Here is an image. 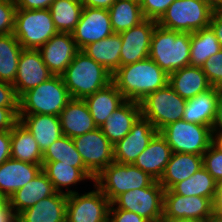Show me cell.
Returning a JSON list of instances; mask_svg holds the SVG:
<instances>
[{
	"label": "cell",
	"mask_w": 222,
	"mask_h": 222,
	"mask_svg": "<svg viewBox=\"0 0 222 222\" xmlns=\"http://www.w3.org/2000/svg\"><path fill=\"white\" fill-rule=\"evenodd\" d=\"M217 182L202 166L189 178L176 183L170 190L182 196H200L213 201Z\"/></svg>",
	"instance_id": "e575fe53"
},
{
	"label": "cell",
	"mask_w": 222,
	"mask_h": 222,
	"mask_svg": "<svg viewBox=\"0 0 222 222\" xmlns=\"http://www.w3.org/2000/svg\"><path fill=\"white\" fill-rule=\"evenodd\" d=\"M68 195L56 192L17 215V222H66Z\"/></svg>",
	"instance_id": "44dd1931"
},
{
	"label": "cell",
	"mask_w": 222,
	"mask_h": 222,
	"mask_svg": "<svg viewBox=\"0 0 222 222\" xmlns=\"http://www.w3.org/2000/svg\"><path fill=\"white\" fill-rule=\"evenodd\" d=\"M212 130H222V96H219Z\"/></svg>",
	"instance_id": "816d5d0a"
},
{
	"label": "cell",
	"mask_w": 222,
	"mask_h": 222,
	"mask_svg": "<svg viewBox=\"0 0 222 222\" xmlns=\"http://www.w3.org/2000/svg\"><path fill=\"white\" fill-rule=\"evenodd\" d=\"M164 191L160 183L154 180L148 187L118 195L111 202L110 208L134 212L149 222H162Z\"/></svg>",
	"instance_id": "9c48e42d"
},
{
	"label": "cell",
	"mask_w": 222,
	"mask_h": 222,
	"mask_svg": "<svg viewBox=\"0 0 222 222\" xmlns=\"http://www.w3.org/2000/svg\"><path fill=\"white\" fill-rule=\"evenodd\" d=\"M18 117L33 135L42 152L63 135L59 116L18 114Z\"/></svg>",
	"instance_id": "d4e9b609"
},
{
	"label": "cell",
	"mask_w": 222,
	"mask_h": 222,
	"mask_svg": "<svg viewBox=\"0 0 222 222\" xmlns=\"http://www.w3.org/2000/svg\"><path fill=\"white\" fill-rule=\"evenodd\" d=\"M71 99L62 77L52 76L19 98L18 114L59 116Z\"/></svg>",
	"instance_id": "277c9868"
},
{
	"label": "cell",
	"mask_w": 222,
	"mask_h": 222,
	"mask_svg": "<svg viewBox=\"0 0 222 222\" xmlns=\"http://www.w3.org/2000/svg\"><path fill=\"white\" fill-rule=\"evenodd\" d=\"M94 190L68 195L66 222H108L111 202L94 184Z\"/></svg>",
	"instance_id": "8fae6325"
},
{
	"label": "cell",
	"mask_w": 222,
	"mask_h": 222,
	"mask_svg": "<svg viewBox=\"0 0 222 222\" xmlns=\"http://www.w3.org/2000/svg\"><path fill=\"white\" fill-rule=\"evenodd\" d=\"M211 145L222 152V130L211 131Z\"/></svg>",
	"instance_id": "f5cc1de1"
},
{
	"label": "cell",
	"mask_w": 222,
	"mask_h": 222,
	"mask_svg": "<svg viewBox=\"0 0 222 222\" xmlns=\"http://www.w3.org/2000/svg\"><path fill=\"white\" fill-rule=\"evenodd\" d=\"M87 170L96 177L114 161L113 144L100 128L72 138Z\"/></svg>",
	"instance_id": "7c38bea8"
},
{
	"label": "cell",
	"mask_w": 222,
	"mask_h": 222,
	"mask_svg": "<svg viewBox=\"0 0 222 222\" xmlns=\"http://www.w3.org/2000/svg\"><path fill=\"white\" fill-rule=\"evenodd\" d=\"M157 133V129L151 122L140 116L133 124L131 131L113 145L114 161L121 164H133Z\"/></svg>",
	"instance_id": "e0dca14e"
},
{
	"label": "cell",
	"mask_w": 222,
	"mask_h": 222,
	"mask_svg": "<svg viewBox=\"0 0 222 222\" xmlns=\"http://www.w3.org/2000/svg\"><path fill=\"white\" fill-rule=\"evenodd\" d=\"M168 85L185 100H189L212 87L202 67L191 65L169 74Z\"/></svg>",
	"instance_id": "cb8c5ba5"
},
{
	"label": "cell",
	"mask_w": 222,
	"mask_h": 222,
	"mask_svg": "<svg viewBox=\"0 0 222 222\" xmlns=\"http://www.w3.org/2000/svg\"><path fill=\"white\" fill-rule=\"evenodd\" d=\"M49 10L58 32L72 33L80 20L83 4L79 0H54Z\"/></svg>",
	"instance_id": "d590c367"
},
{
	"label": "cell",
	"mask_w": 222,
	"mask_h": 222,
	"mask_svg": "<svg viewBox=\"0 0 222 222\" xmlns=\"http://www.w3.org/2000/svg\"><path fill=\"white\" fill-rule=\"evenodd\" d=\"M175 0H140L144 19L158 21Z\"/></svg>",
	"instance_id": "b9f144b4"
},
{
	"label": "cell",
	"mask_w": 222,
	"mask_h": 222,
	"mask_svg": "<svg viewBox=\"0 0 222 222\" xmlns=\"http://www.w3.org/2000/svg\"><path fill=\"white\" fill-rule=\"evenodd\" d=\"M15 12L14 0H0V36L14 32Z\"/></svg>",
	"instance_id": "60d3db41"
},
{
	"label": "cell",
	"mask_w": 222,
	"mask_h": 222,
	"mask_svg": "<svg viewBox=\"0 0 222 222\" xmlns=\"http://www.w3.org/2000/svg\"><path fill=\"white\" fill-rule=\"evenodd\" d=\"M54 76L43 62L38 49H23L18 63L17 75L12 84L20 98L25 92L33 89Z\"/></svg>",
	"instance_id": "2e32d148"
},
{
	"label": "cell",
	"mask_w": 222,
	"mask_h": 222,
	"mask_svg": "<svg viewBox=\"0 0 222 222\" xmlns=\"http://www.w3.org/2000/svg\"><path fill=\"white\" fill-rule=\"evenodd\" d=\"M57 33L49 9H16L13 34L23 49H39Z\"/></svg>",
	"instance_id": "8992f818"
},
{
	"label": "cell",
	"mask_w": 222,
	"mask_h": 222,
	"mask_svg": "<svg viewBox=\"0 0 222 222\" xmlns=\"http://www.w3.org/2000/svg\"><path fill=\"white\" fill-rule=\"evenodd\" d=\"M154 179L133 164L113 161L96 177L95 185L112 202L118 195L143 187H148Z\"/></svg>",
	"instance_id": "52a82bcc"
},
{
	"label": "cell",
	"mask_w": 222,
	"mask_h": 222,
	"mask_svg": "<svg viewBox=\"0 0 222 222\" xmlns=\"http://www.w3.org/2000/svg\"><path fill=\"white\" fill-rule=\"evenodd\" d=\"M167 222H205V220L199 218H180L176 220H169Z\"/></svg>",
	"instance_id": "6f0895ef"
},
{
	"label": "cell",
	"mask_w": 222,
	"mask_h": 222,
	"mask_svg": "<svg viewBox=\"0 0 222 222\" xmlns=\"http://www.w3.org/2000/svg\"><path fill=\"white\" fill-rule=\"evenodd\" d=\"M11 130L0 131V165L11 158Z\"/></svg>",
	"instance_id": "7dc6e473"
},
{
	"label": "cell",
	"mask_w": 222,
	"mask_h": 222,
	"mask_svg": "<svg viewBox=\"0 0 222 222\" xmlns=\"http://www.w3.org/2000/svg\"><path fill=\"white\" fill-rule=\"evenodd\" d=\"M116 0H82L83 7H92L108 10Z\"/></svg>",
	"instance_id": "681fc988"
},
{
	"label": "cell",
	"mask_w": 222,
	"mask_h": 222,
	"mask_svg": "<svg viewBox=\"0 0 222 222\" xmlns=\"http://www.w3.org/2000/svg\"><path fill=\"white\" fill-rule=\"evenodd\" d=\"M172 153L167 140L158 132L146 149L137 156L133 165L146 172L155 181H159Z\"/></svg>",
	"instance_id": "d6986e66"
},
{
	"label": "cell",
	"mask_w": 222,
	"mask_h": 222,
	"mask_svg": "<svg viewBox=\"0 0 222 222\" xmlns=\"http://www.w3.org/2000/svg\"><path fill=\"white\" fill-rule=\"evenodd\" d=\"M42 170V164H32L9 158L0 165V192L10 197Z\"/></svg>",
	"instance_id": "7402d4cb"
},
{
	"label": "cell",
	"mask_w": 222,
	"mask_h": 222,
	"mask_svg": "<svg viewBox=\"0 0 222 222\" xmlns=\"http://www.w3.org/2000/svg\"><path fill=\"white\" fill-rule=\"evenodd\" d=\"M212 128L186 122L183 119L170 123L161 131L172 152L202 155L211 145Z\"/></svg>",
	"instance_id": "30bf717a"
},
{
	"label": "cell",
	"mask_w": 222,
	"mask_h": 222,
	"mask_svg": "<svg viewBox=\"0 0 222 222\" xmlns=\"http://www.w3.org/2000/svg\"><path fill=\"white\" fill-rule=\"evenodd\" d=\"M56 193L52 182L41 170L31 181L13 193L10 197V205L18 215L23 210L35 205L43 198Z\"/></svg>",
	"instance_id": "4316f807"
},
{
	"label": "cell",
	"mask_w": 222,
	"mask_h": 222,
	"mask_svg": "<svg viewBox=\"0 0 222 222\" xmlns=\"http://www.w3.org/2000/svg\"><path fill=\"white\" fill-rule=\"evenodd\" d=\"M214 10L204 0H175L157 24L169 30L193 33L209 27Z\"/></svg>",
	"instance_id": "5b68a950"
},
{
	"label": "cell",
	"mask_w": 222,
	"mask_h": 222,
	"mask_svg": "<svg viewBox=\"0 0 222 222\" xmlns=\"http://www.w3.org/2000/svg\"><path fill=\"white\" fill-rule=\"evenodd\" d=\"M10 208L9 197L0 192V215H4Z\"/></svg>",
	"instance_id": "db71d44e"
},
{
	"label": "cell",
	"mask_w": 222,
	"mask_h": 222,
	"mask_svg": "<svg viewBox=\"0 0 222 222\" xmlns=\"http://www.w3.org/2000/svg\"><path fill=\"white\" fill-rule=\"evenodd\" d=\"M84 101L89 108L95 125L100 128L109 114H112L126 99L118 91L115 84L111 82L94 94L85 97Z\"/></svg>",
	"instance_id": "f546056e"
},
{
	"label": "cell",
	"mask_w": 222,
	"mask_h": 222,
	"mask_svg": "<svg viewBox=\"0 0 222 222\" xmlns=\"http://www.w3.org/2000/svg\"><path fill=\"white\" fill-rule=\"evenodd\" d=\"M202 69L210 85L218 87L222 83V50L210 56Z\"/></svg>",
	"instance_id": "ab89813d"
},
{
	"label": "cell",
	"mask_w": 222,
	"mask_h": 222,
	"mask_svg": "<svg viewBox=\"0 0 222 222\" xmlns=\"http://www.w3.org/2000/svg\"><path fill=\"white\" fill-rule=\"evenodd\" d=\"M112 82L126 100L141 102L148 94L164 88L168 75L151 59L119 67Z\"/></svg>",
	"instance_id": "6da1fadb"
},
{
	"label": "cell",
	"mask_w": 222,
	"mask_h": 222,
	"mask_svg": "<svg viewBox=\"0 0 222 222\" xmlns=\"http://www.w3.org/2000/svg\"><path fill=\"white\" fill-rule=\"evenodd\" d=\"M0 222H17V214L12 207L4 215H0Z\"/></svg>",
	"instance_id": "11a10c76"
},
{
	"label": "cell",
	"mask_w": 222,
	"mask_h": 222,
	"mask_svg": "<svg viewBox=\"0 0 222 222\" xmlns=\"http://www.w3.org/2000/svg\"><path fill=\"white\" fill-rule=\"evenodd\" d=\"M219 96L217 87H211L207 91L186 100L182 119L186 122L206 125L212 128Z\"/></svg>",
	"instance_id": "f1b7e54d"
},
{
	"label": "cell",
	"mask_w": 222,
	"mask_h": 222,
	"mask_svg": "<svg viewBox=\"0 0 222 222\" xmlns=\"http://www.w3.org/2000/svg\"><path fill=\"white\" fill-rule=\"evenodd\" d=\"M62 161L73 167L86 168L80 153L76 150L72 138L62 135L43 152L42 162Z\"/></svg>",
	"instance_id": "74e56055"
},
{
	"label": "cell",
	"mask_w": 222,
	"mask_h": 222,
	"mask_svg": "<svg viewBox=\"0 0 222 222\" xmlns=\"http://www.w3.org/2000/svg\"><path fill=\"white\" fill-rule=\"evenodd\" d=\"M203 167L218 183L222 181V152L212 145L203 153Z\"/></svg>",
	"instance_id": "f35d334b"
},
{
	"label": "cell",
	"mask_w": 222,
	"mask_h": 222,
	"mask_svg": "<svg viewBox=\"0 0 222 222\" xmlns=\"http://www.w3.org/2000/svg\"><path fill=\"white\" fill-rule=\"evenodd\" d=\"M108 222H149L140 215L118 208H109Z\"/></svg>",
	"instance_id": "ee69618b"
},
{
	"label": "cell",
	"mask_w": 222,
	"mask_h": 222,
	"mask_svg": "<svg viewBox=\"0 0 222 222\" xmlns=\"http://www.w3.org/2000/svg\"><path fill=\"white\" fill-rule=\"evenodd\" d=\"M38 50L43 62L54 76H61L80 51L72 34L62 32L55 34Z\"/></svg>",
	"instance_id": "ac0fdd59"
},
{
	"label": "cell",
	"mask_w": 222,
	"mask_h": 222,
	"mask_svg": "<svg viewBox=\"0 0 222 222\" xmlns=\"http://www.w3.org/2000/svg\"><path fill=\"white\" fill-rule=\"evenodd\" d=\"M11 158L32 164H42L43 152L30 131L19 121L11 129Z\"/></svg>",
	"instance_id": "1f68e13d"
},
{
	"label": "cell",
	"mask_w": 222,
	"mask_h": 222,
	"mask_svg": "<svg viewBox=\"0 0 222 222\" xmlns=\"http://www.w3.org/2000/svg\"><path fill=\"white\" fill-rule=\"evenodd\" d=\"M121 47L120 34L113 33L100 41L85 46L81 51L113 74L120 67Z\"/></svg>",
	"instance_id": "4dcf8cb0"
},
{
	"label": "cell",
	"mask_w": 222,
	"mask_h": 222,
	"mask_svg": "<svg viewBox=\"0 0 222 222\" xmlns=\"http://www.w3.org/2000/svg\"><path fill=\"white\" fill-rule=\"evenodd\" d=\"M54 0H14L16 9H49Z\"/></svg>",
	"instance_id": "bcb514c9"
},
{
	"label": "cell",
	"mask_w": 222,
	"mask_h": 222,
	"mask_svg": "<svg viewBox=\"0 0 222 222\" xmlns=\"http://www.w3.org/2000/svg\"><path fill=\"white\" fill-rule=\"evenodd\" d=\"M22 50L13 33L0 36V81L14 83Z\"/></svg>",
	"instance_id": "836d02e7"
},
{
	"label": "cell",
	"mask_w": 222,
	"mask_h": 222,
	"mask_svg": "<svg viewBox=\"0 0 222 222\" xmlns=\"http://www.w3.org/2000/svg\"><path fill=\"white\" fill-rule=\"evenodd\" d=\"M222 50L210 27L191 33L190 65L202 67L206 60Z\"/></svg>",
	"instance_id": "8d00e7d4"
},
{
	"label": "cell",
	"mask_w": 222,
	"mask_h": 222,
	"mask_svg": "<svg viewBox=\"0 0 222 222\" xmlns=\"http://www.w3.org/2000/svg\"><path fill=\"white\" fill-rule=\"evenodd\" d=\"M191 33L156 25L150 44L151 58L167 75L190 65Z\"/></svg>",
	"instance_id": "7a4b0ae2"
},
{
	"label": "cell",
	"mask_w": 222,
	"mask_h": 222,
	"mask_svg": "<svg viewBox=\"0 0 222 222\" xmlns=\"http://www.w3.org/2000/svg\"><path fill=\"white\" fill-rule=\"evenodd\" d=\"M140 116V103L126 100L112 114H109L100 129L107 139L115 145L131 131L133 124Z\"/></svg>",
	"instance_id": "ffe728a7"
},
{
	"label": "cell",
	"mask_w": 222,
	"mask_h": 222,
	"mask_svg": "<svg viewBox=\"0 0 222 222\" xmlns=\"http://www.w3.org/2000/svg\"><path fill=\"white\" fill-rule=\"evenodd\" d=\"M61 77L73 99H84L112 82V74L81 50Z\"/></svg>",
	"instance_id": "3957f363"
},
{
	"label": "cell",
	"mask_w": 222,
	"mask_h": 222,
	"mask_svg": "<svg viewBox=\"0 0 222 222\" xmlns=\"http://www.w3.org/2000/svg\"><path fill=\"white\" fill-rule=\"evenodd\" d=\"M19 108L0 107V131L11 130L19 122Z\"/></svg>",
	"instance_id": "f6af8a7d"
},
{
	"label": "cell",
	"mask_w": 222,
	"mask_h": 222,
	"mask_svg": "<svg viewBox=\"0 0 222 222\" xmlns=\"http://www.w3.org/2000/svg\"><path fill=\"white\" fill-rule=\"evenodd\" d=\"M156 25L157 21L144 19L138 25L120 33L122 39L120 67L149 57L151 37Z\"/></svg>",
	"instance_id": "9a60e30c"
},
{
	"label": "cell",
	"mask_w": 222,
	"mask_h": 222,
	"mask_svg": "<svg viewBox=\"0 0 222 222\" xmlns=\"http://www.w3.org/2000/svg\"><path fill=\"white\" fill-rule=\"evenodd\" d=\"M42 171L52 182L56 192L66 195L76 193L75 190L69 189L70 185H75L87 179L95 181V177L87 168L73 167V164H66L62 161L42 162ZM63 187H66V192L62 189Z\"/></svg>",
	"instance_id": "484cf974"
},
{
	"label": "cell",
	"mask_w": 222,
	"mask_h": 222,
	"mask_svg": "<svg viewBox=\"0 0 222 222\" xmlns=\"http://www.w3.org/2000/svg\"><path fill=\"white\" fill-rule=\"evenodd\" d=\"M62 134L70 138L83 135L97 128L84 99H71L61 111Z\"/></svg>",
	"instance_id": "603a6c76"
},
{
	"label": "cell",
	"mask_w": 222,
	"mask_h": 222,
	"mask_svg": "<svg viewBox=\"0 0 222 222\" xmlns=\"http://www.w3.org/2000/svg\"><path fill=\"white\" fill-rule=\"evenodd\" d=\"M209 27L214 32L222 48V9H215Z\"/></svg>",
	"instance_id": "c3c4849f"
},
{
	"label": "cell",
	"mask_w": 222,
	"mask_h": 222,
	"mask_svg": "<svg viewBox=\"0 0 222 222\" xmlns=\"http://www.w3.org/2000/svg\"><path fill=\"white\" fill-rule=\"evenodd\" d=\"M217 90L219 91L220 96H222V83L217 87Z\"/></svg>",
	"instance_id": "91938a15"
},
{
	"label": "cell",
	"mask_w": 222,
	"mask_h": 222,
	"mask_svg": "<svg viewBox=\"0 0 222 222\" xmlns=\"http://www.w3.org/2000/svg\"><path fill=\"white\" fill-rule=\"evenodd\" d=\"M0 107L19 108V98L12 84L0 81Z\"/></svg>",
	"instance_id": "7bdbcfd3"
},
{
	"label": "cell",
	"mask_w": 222,
	"mask_h": 222,
	"mask_svg": "<svg viewBox=\"0 0 222 222\" xmlns=\"http://www.w3.org/2000/svg\"><path fill=\"white\" fill-rule=\"evenodd\" d=\"M213 211L222 214V181L216 185L215 195L213 198Z\"/></svg>",
	"instance_id": "f907efd6"
},
{
	"label": "cell",
	"mask_w": 222,
	"mask_h": 222,
	"mask_svg": "<svg viewBox=\"0 0 222 222\" xmlns=\"http://www.w3.org/2000/svg\"><path fill=\"white\" fill-rule=\"evenodd\" d=\"M140 103L141 116L160 132L165 126L183 118L186 100L168 84L148 94Z\"/></svg>",
	"instance_id": "ba28073f"
},
{
	"label": "cell",
	"mask_w": 222,
	"mask_h": 222,
	"mask_svg": "<svg viewBox=\"0 0 222 222\" xmlns=\"http://www.w3.org/2000/svg\"><path fill=\"white\" fill-rule=\"evenodd\" d=\"M113 33L108 10L83 7L80 20L71 34L79 50H82Z\"/></svg>",
	"instance_id": "5bb4252c"
},
{
	"label": "cell",
	"mask_w": 222,
	"mask_h": 222,
	"mask_svg": "<svg viewBox=\"0 0 222 222\" xmlns=\"http://www.w3.org/2000/svg\"><path fill=\"white\" fill-rule=\"evenodd\" d=\"M213 212L210 198L200 196H182L170 189L164 191L162 222L180 218H199L206 220Z\"/></svg>",
	"instance_id": "4fadbf2b"
},
{
	"label": "cell",
	"mask_w": 222,
	"mask_h": 222,
	"mask_svg": "<svg viewBox=\"0 0 222 222\" xmlns=\"http://www.w3.org/2000/svg\"><path fill=\"white\" fill-rule=\"evenodd\" d=\"M202 166V155L173 152L158 182L164 190L171 189L176 183L192 176Z\"/></svg>",
	"instance_id": "83f0119b"
},
{
	"label": "cell",
	"mask_w": 222,
	"mask_h": 222,
	"mask_svg": "<svg viewBox=\"0 0 222 222\" xmlns=\"http://www.w3.org/2000/svg\"><path fill=\"white\" fill-rule=\"evenodd\" d=\"M209 3L214 9H222V0H204Z\"/></svg>",
	"instance_id": "680465c9"
},
{
	"label": "cell",
	"mask_w": 222,
	"mask_h": 222,
	"mask_svg": "<svg viewBox=\"0 0 222 222\" xmlns=\"http://www.w3.org/2000/svg\"><path fill=\"white\" fill-rule=\"evenodd\" d=\"M114 33H122L144 20L140 1L116 0L108 9Z\"/></svg>",
	"instance_id": "d6a6232c"
},
{
	"label": "cell",
	"mask_w": 222,
	"mask_h": 222,
	"mask_svg": "<svg viewBox=\"0 0 222 222\" xmlns=\"http://www.w3.org/2000/svg\"><path fill=\"white\" fill-rule=\"evenodd\" d=\"M205 222H222V214L212 212V214L205 220Z\"/></svg>",
	"instance_id": "9f6ffc18"
}]
</instances>
